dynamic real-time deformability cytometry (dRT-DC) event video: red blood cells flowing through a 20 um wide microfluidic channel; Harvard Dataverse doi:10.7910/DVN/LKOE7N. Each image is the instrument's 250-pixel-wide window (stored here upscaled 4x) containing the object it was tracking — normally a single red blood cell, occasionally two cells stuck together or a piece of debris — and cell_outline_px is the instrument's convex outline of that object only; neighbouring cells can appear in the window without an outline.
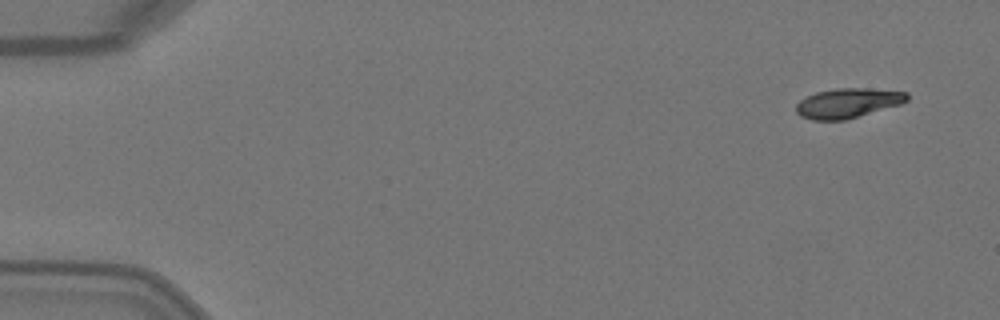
{"species": "Egyptian fruit bat (a non-hibernating species)", "species_latin": "Rousettus aegyptiacus", "temperature_condition": "warm", "stored_images_in_passage": 3, "camera_frame_rate_fps": 3000, "um_per_image_px": 0.085, "animal": {"sex": "female"}, "frame": {"image": 1, "passage_image": 1, "time_ms": 0.0, "image_size_px": [1000, 320], "cell_outline_px": [[908, 100], [900, 104], [844, 120], [812, 120], [800, 116], [796, 112], [796, 104], [800, 100], [816, 92], [836, 88], [864, 88], [908, 92]], "centroid_in_image_um": [72.04, 8.76], "position_along_channel_um": 13.0, "area_um2": 19.02}}